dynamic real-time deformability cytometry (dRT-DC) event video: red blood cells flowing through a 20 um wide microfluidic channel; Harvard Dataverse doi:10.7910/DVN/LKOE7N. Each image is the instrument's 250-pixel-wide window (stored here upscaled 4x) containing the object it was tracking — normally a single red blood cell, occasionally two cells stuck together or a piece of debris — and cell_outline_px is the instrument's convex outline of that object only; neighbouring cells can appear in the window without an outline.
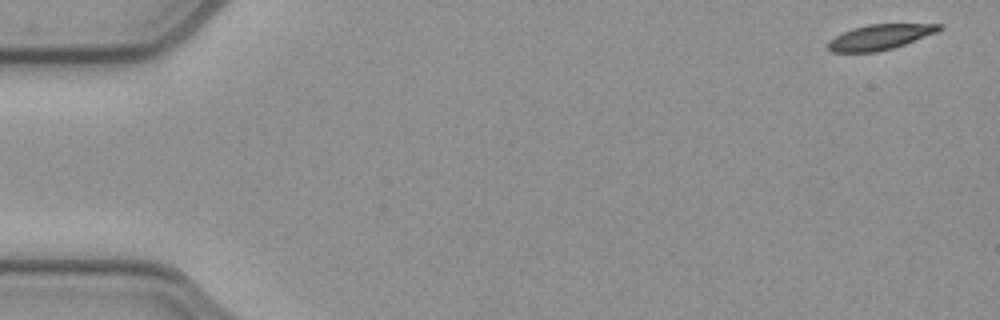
{"species": "common noctule bat (a hibernating species)", "species_latin": "Nyctalus noctula", "temperature_condition": "cold", "stored_images_in_passage": 52, "camera_frame_rate_fps": 3000, "um_per_image_px": 0.085, "animal": {"sex": "female", "body_mass_g": 21.9}, "frame": {"image": 1, "passage_image": 1, "time_ms": 0.0, "image_size_px": [1000, 320], "cell_outline_px": [[944, 28], [936, 32], [904, 44], [892, 48], [876, 52], [828, 52], [828, 40], [852, 28], [868, 24], [944, 24]], "centroid_in_image_um": [74.77, 3.15], "position_along_channel_um": 10.2, "area_um2": 16.24}}
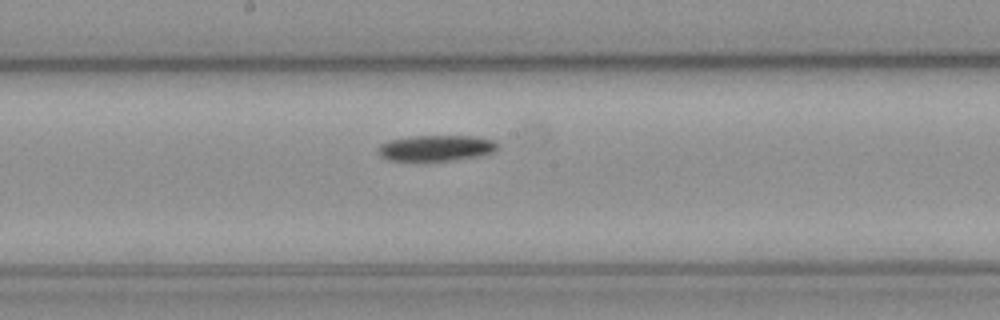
{"frame": {"image": 2, "passage_image": 27, "time_ms": 8.667, "image_size_px": [1000, 320], "cell_outline_px": [[500, 144], [496, 152], [456, 160], [388, 160], [380, 156], [376, 152], [376, 148], [380, 144], [388, 140], [412, 136], [472, 136], [496, 140]], "centroid_in_image_um": [37.08, 12.57], "position_along_channel_um": 211.1, "area_um2": 18.21}}
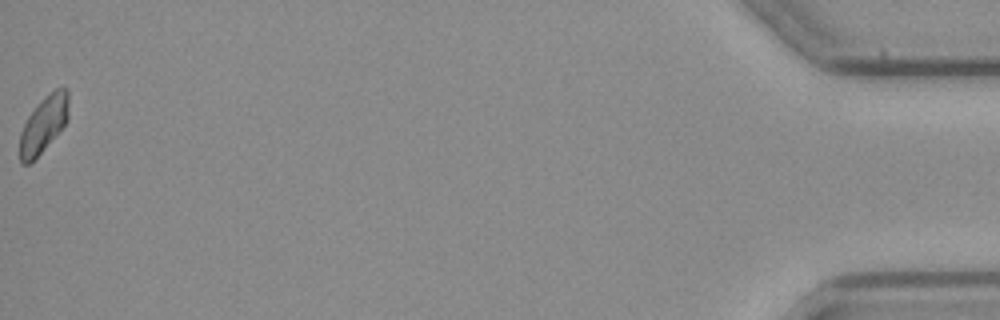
{"frame": {"image": 3, "passage_image": 52, "time_ms": 17.0, "image_size_px": [1000, 320], "cell_outline_px": [[68, 120], [40, 152], [28, 164], [24, 164], [20, 160], [20, 132], [28, 116], [44, 96], [56, 88], [68, 88]], "centroid_in_image_um": [3.71, 10.52], "position_along_channel_um": 431.5, "area_um2": 15.61}}